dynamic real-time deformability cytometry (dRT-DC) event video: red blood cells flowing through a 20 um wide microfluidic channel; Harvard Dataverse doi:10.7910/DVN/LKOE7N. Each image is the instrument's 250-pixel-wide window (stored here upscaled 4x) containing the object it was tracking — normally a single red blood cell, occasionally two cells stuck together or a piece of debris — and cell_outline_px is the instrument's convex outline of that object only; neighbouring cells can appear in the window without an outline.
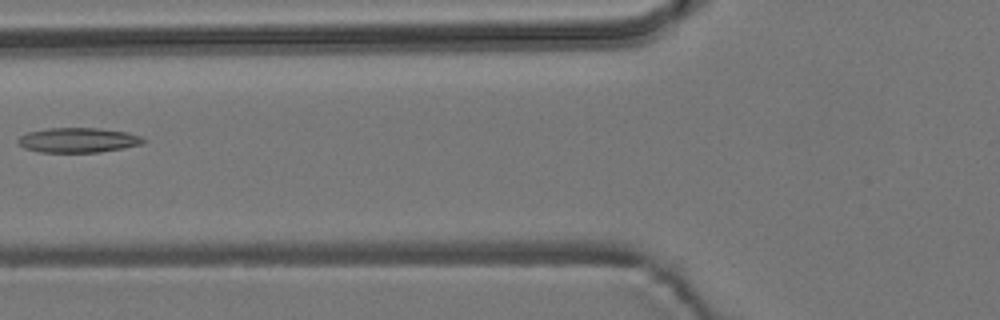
{"species": "common noctule bat (a hibernating species)", "species_latin": "Nyctalus noctula", "temperature_condition": "room temperature", "stored_images_in_passage": 6, "camera_frame_rate_fps": 3000, "um_per_image_px": 0.085, "animal": {"sex": "male", "body_mass_g": 19.2, "forearm_length_mm": 51.8}, "frame": {"image": 1, "passage_image": 6, "time_ms": 1.667, "image_size_px": [1000, 320], "cell_outline_px": [[148, 140], [144, 144], [124, 148], [100, 152], [40, 152], [24, 148], [16, 140], [20, 136], [28, 132], [48, 128], [96, 128], [128, 132], [140, 136]], "centroid_in_image_um": [6.68, 11.91], "position_along_channel_um": 119.1, "area_um2": 18.21}}